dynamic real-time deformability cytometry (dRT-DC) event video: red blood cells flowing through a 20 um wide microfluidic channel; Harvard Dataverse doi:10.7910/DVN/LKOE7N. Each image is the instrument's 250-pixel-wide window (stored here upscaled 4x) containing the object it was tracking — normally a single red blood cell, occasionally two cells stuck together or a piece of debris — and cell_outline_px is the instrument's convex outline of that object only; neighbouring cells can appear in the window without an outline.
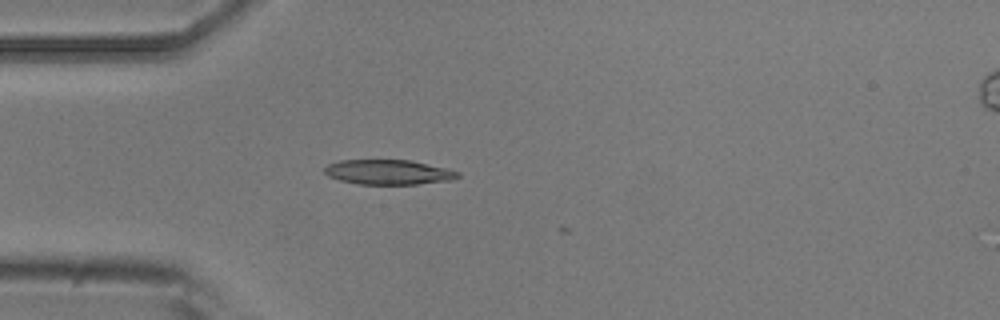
{"species": "common noctule bat (a hibernating species)", "species_latin": "Nyctalus noctula", "temperature_condition": "room temperature", "stored_images_in_passage": 3, "camera_frame_rate_fps": 3000, "um_per_image_px": 0.085, "animal": {"sex": "male", "body_mass_g": 20.5, "forearm_length_mm": 52.5}, "frame": {"image": 1, "passage_image": 1, "time_ms": 0.0, "image_size_px": [1000, 320], "cell_outline_px": [[460, 176], [452, 180], [416, 184], [360, 184], [340, 180], [328, 176], [324, 172], [324, 168], [328, 164], [340, 160], [412, 160], [448, 168], [460, 172]], "centroid_in_image_um": [33.05, 14.62], "position_along_channel_um": 52.0, "area_um2": 19.36}}